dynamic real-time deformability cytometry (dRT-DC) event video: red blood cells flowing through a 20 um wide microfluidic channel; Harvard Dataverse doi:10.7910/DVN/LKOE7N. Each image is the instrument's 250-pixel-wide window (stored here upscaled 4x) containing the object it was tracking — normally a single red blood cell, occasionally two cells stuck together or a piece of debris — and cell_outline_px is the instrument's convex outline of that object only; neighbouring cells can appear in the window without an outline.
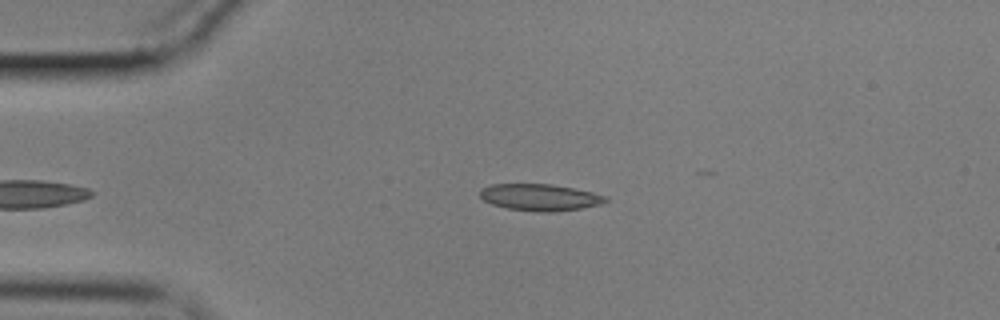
{"species": "common noctule bat (a hibernating species)", "species_latin": "Nyctalus noctula", "temperature_condition": "cold", "stored_images_in_passage": 13, "camera_frame_rate_fps": 3000, "um_per_image_px": 0.085, "animal": {"sex": "male", "body_mass_g": 17.9}, "frame": {"image": 1, "passage_image": 2, "time_ms": 0.333, "image_size_px": [1000, 320], "cell_outline_px": [[608, 200], [600, 204], [580, 208], [556, 212], [536, 212], [508, 208], [492, 204], [484, 200], [480, 196], [480, 188], [492, 184], [552, 184], [592, 192], [608, 196]], "centroid_in_image_um": [45.89, 16.77], "position_along_channel_um": 39.1, "area_um2": 19.54}}
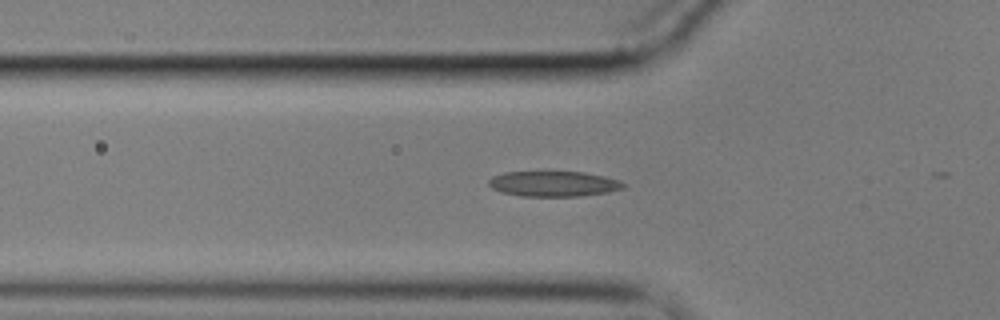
{"frame": {"image": 2, "passage_image": 8, "time_ms": 2.333, "image_size_px": [1000, 320], "cell_outline_px": [[624, 188], [608, 192], [580, 196], [520, 196], [500, 192], [492, 188], [488, 184], [488, 180], [492, 176], [504, 172], [584, 172], [604, 176], [620, 180], [624, 184]], "centroid_in_image_um": [47.03, 15.62], "position_along_channel_um": 78.8, "area_um2": 19.94}}
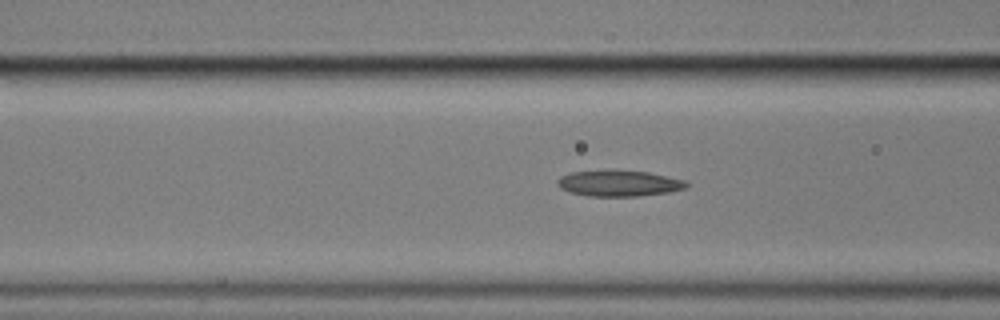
{"frame": {"image": 3, "passage_image": 11, "time_ms": 3.333, "image_size_px": [1000, 320], "cell_outline_px": [[688, 188], [672, 192], [636, 196], [588, 196], [568, 192], [560, 188], [556, 184], [556, 180], [560, 176], [572, 172], [608, 168], [616, 168], [648, 172], [684, 180], [688, 184]], "centroid_in_image_um": [52.57, 15.55], "position_along_channel_um": 114.0, "area_um2": 20.29}}